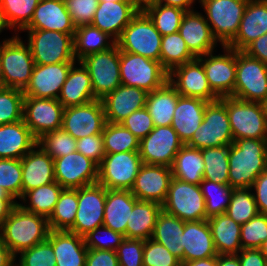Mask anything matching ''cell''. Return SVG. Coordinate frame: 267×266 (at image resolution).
<instances>
[{"label": "cell", "instance_id": "8992f818", "mask_svg": "<svg viewBox=\"0 0 267 266\" xmlns=\"http://www.w3.org/2000/svg\"><path fill=\"white\" fill-rule=\"evenodd\" d=\"M169 72L160 61L120 51L121 84L152 92L168 82Z\"/></svg>", "mask_w": 267, "mask_h": 266}, {"label": "cell", "instance_id": "003e7915", "mask_svg": "<svg viewBox=\"0 0 267 266\" xmlns=\"http://www.w3.org/2000/svg\"><path fill=\"white\" fill-rule=\"evenodd\" d=\"M237 255L241 266H267V259L260 249H242Z\"/></svg>", "mask_w": 267, "mask_h": 266}, {"label": "cell", "instance_id": "bcb514c9", "mask_svg": "<svg viewBox=\"0 0 267 266\" xmlns=\"http://www.w3.org/2000/svg\"><path fill=\"white\" fill-rule=\"evenodd\" d=\"M102 137L106 154L139 151L140 140L120 123L107 122Z\"/></svg>", "mask_w": 267, "mask_h": 266}, {"label": "cell", "instance_id": "9c48e42d", "mask_svg": "<svg viewBox=\"0 0 267 266\" xmlns=\"http://www.w3.org/2000/svg\"><path fill=\"white\" fill-rule=\"evenodd\" d=\"M233 142L226 106L218 99L206 105L203 121L186 145L202 150L227 146Z\"/></svg>", "mask_w": 267, "mask_h": 266}, {"label": "cell", "instance_id": "83f0119b", "mask_svg": "<svg viewBox=\"0 0 267 266\" xmlns=\"http://www.w3.org/2000/svg\"><path fill=\"white\" fill-rule=\"evenodd\" d=\"M24 29H39L71 34L75 29L64 0H40L30 23Z\"/></svg>", "mask_w": 267, "mask_h": 266}, {"label": "cell", "instance_id": "f907efd6", "mask_svg": "<svg viewBox=\"0 0 267 266\" xmlns=\"http://www.w3.org/2000/svg\"><path fill=\"white\" fill-rule=\"evenodd\" d=\"M37 144L52 158L66 156L75 152L77 140L62 128L43 134Z\"/></svg>", "mask_w": 267, "mask_h": 266}, {"label": "cell", "instance_id": "2e32d148", "mask_svg": "<svg viewBox=\"0 0 267 266\" xmlns=\"http://www.w3.org/2000/svg\"><path fill=\"white\" fill-rule=\"evenodd\" d=\"M107 189L97 183L78 188V208L74 225L68 230L84 237L103 226Z\"/></svg>", "mask_w": 267, "mask_h": 266}, {"label": "cell", "instance_id": "e575fe53", "mask_svg": "<svg viewBox=\"0 0 267 266\" xmlns=\"http://www.w3.org/2000/svg\"><path fill=\"white\" fill-rule=\"evenodd\" d=\"M218 255L238 254L242 250L241 225L226 213L207 219Z\"/></svg>", "mask_w": 267, "mask_h": 266}, {"label": "cell", "instance_id": "74e56055", "mask_svg": "<svg viewBox=\"0 0 267 266\" xmlns=\"http://www.w3.org/2000/svg\"><path fill=\"white\" fill-rule=\"evenodd\" d=\"M185 221L165 213L163 210L158 215L151 239L165 246L180 262H183L184 248L182 234Z\"/></svg>", "mask_w": 267, "mask_h": 266}, {"label": "cell", "instance_id": "11a10c76", "mask_svg": "<svg viewBox=\"0 0 267 266\" xmlns=\"http://www.w3.org/2000/svg\"><path fill=\"white\" fill-rule=\"evenodd\" d=\"M240 232L242 249H260L267 239V215L258 213L241 225Z\"/></svg>", "mask_w": 267, "mask_h": 266}, {"label": "cell", "instance_id": "ba28073f", "mask_svg": "<svg viewBox=\"0 0 267 266\" xmlns=\"http://www.w3.org/2000/svg\"><path fill=\"white\" fill-rule=\"evenodd\" d=\"M225 104L234 140L267 139V122L262 104L234 97H221Z\"/></svg>", "mask_w": 267, "mask_h": 266}, {"label": "cell", "instance_id": "2a66077c", "mask_svg": "<svg viewBox=\"0 0 267 266\" xmlns=\"http://www.w3.org/2000/svg\"><path fill=\"white\" fill-rule=\"evenodd\" d=\"M5 88V83H4V76H3V70H2V65H1V58H0V89Z\"/></svg>", "mask_w": 267, "mask_h": 266}, {"label": "cell", "instance_id": "30bf717a", "mask_svg": "<svg viewBox=\"0 0 267 266\" xmlns=\"http://www.w3.org/2000/svg\"><path fill=\"white\" fill-rule=\"evenodd\" d=\"M232 97L261 103L267 97V64L236 51V81Z\"/></svg>", "mask_w": 267, "mask_h": 266}, {"label": "cell", "instance_id": "b9f144b4", "mask_svg": "<svg viewBox=\"0 0 267 266\" xmlns=\"http://www.w3.org/2000/svg\"><path fill=\"white\" fill-rule=\"evenodd\" d=\"M142 10L154 23L155 28L162 35L179 32V27L185 15V10L166 6L157 1L145 5Z\"/></svg>", "mask_w": 267, "mask_h": 266}, {"label": "cell", "instance_id": "f546056e", "mask_svg": "<svg viewBox=\"0 0 267 266\" xmlns=\"http://www.w3.org/2000/svg\"><path fill=\"white\" fill-rule=\"evenodd\" d=\"M47 239L53 247L56 266H85L88 248L84 237L67 230H50Z\"/></svg>", "mask_w": 267, "mask_h": 266}, {"label": "cell", "instance_id": "816d5d0a", "mask_svg": "<svg viewBox=\"0 0 267 266\" xmlns=\"http://www.w3.org/2000/svg\"><path fill=\"white\" fill-rule=\"evenodd\" d=\"M22 90L5 87L0 89V126L23 120Z\"/></svg>", "mask_w": 267, "mask_h": 266}, {"label": "cell", "instance_id": "f35d334b", "mask_svg": "<svg viewBox=\"0 0 267 266\" xmlns=\"http://www.w3.org/2000/svg\"><path fill=\"white\" fill-rule=\"evenodd\" d=\"M73 43L75 59L81 61L88 55L112 48L116 41L107 33L88 24L76 27Z\"/></svg>", "mask_w": 267, "mask_h": 266}, {"label": "cell", "instance_id": "6125c7cd", "mask_svg": "<svg viewBox=\"0 0 267 266\" xmlns=\"http://www.w3.org/2000/svg\"><path fill=\"white\" fill-rule=\"evenodd\" d=\"M76 149L79 153L94 161L98 166L106 154L102 134L90 135L78 139Z\"/></svg>", "mask_w": 267, "mask_h": 266}, {"label": "cell", "instance_id": "9a60e30c", "mask_svg": "<svg viewBox=\"0 0 267 266\" xmlns=\"http://www.w3.org/2000/svg\"><path fill=\"white\" fill-rule=\"evenodd\" d=\"M184 143L178 134L169 126H157L139 143V154L142 163L151 165L172 166L175 156Z\"/></svg>", "mask_w": 267, "mask_h": 266}, {"label": "cell", "instance_id": "d4e9b609", "mask_svg": "<svg viewBox=\"0 0 267 266\" xmlns=\"http://www.w3.org/2000/svg\"><path fill=\"white\" fill-rule=\"evenodd\" d=\"M147 95L144 89L121 84L101 99L106 121L121 123L132 112L146 106Z\"/></svg>", "mask_w": 267, "mask_h": 266}, {"label": "cell", "instance_id": "6f0895ef", "mask_svg": "<svg viewBox=\"0 0 267 266\" xmlns=\"http://www.w3.org/2000/svg\"><path fill=\"white\" fill-rule=\"evenodd\" d=\"M143 266H181V262L165 246L150 238L144 241Z\"/></svg>", "mask_w": 267, "mask_h": 266}, {"label": "cell", "instance_id": "7402d4cb", "mask_svg": "<svg viewBox=\"0 0 267 266\" xmlns=\"http://www.w3.org/2000/svg\"><path fill=\"white\" fill-rule=\"evenodd\" d=\"M75 62L49 65L35 64L28 86L23 91L25 97L58 99L62 85Z\"/></svg>", "mask_w": 267, "mask_h": 266}, {"label": "cell", "instance_id": "44dd1931", "mask_svg": "<svg viewBox=\"0 0 267 266\" xmlns=\"http://www.w3.org/2000/svg\"><path fill=\"white\" fill-rule=\"evenodd\" d=\"M172 178L170 167L143 163L130 191L139 201L163 205Z\"/></svg>", "mask_w": 267, "mask_h": 266}, {"label": "cell", "instance_id": "e0dca14e", "mask_svg": "<svg viewBox=\"0 0 267 266\" xmlns=\"http://www.w3.org/2000/svg\"><path fill=\"white\" fill-rule=\"evenodd\" d=\"M63 111L58 99L24 97L23 120L36 139L62 128Z\"/></svg>", "mask_w": 267, "mask_h": 266}, {"label": "cell", "instance_id": "be15d7a7", "mask_svg": "<svg viewBox=\"0 0 267 266\" xmlns=\"http://www.w3.org/2000/svg\"><path fill=\"white\" fill-rule=\"evenodd\" d=\"M85 266H119L116 251L88 249Z\"/></svg>", "mask_w": 267, "mask_h": 266}, {"label": "cell", "instance_id": "681fc988", "mask_svg": "<svg viewBox=\"0 0 267 266\" xmlns=\"http://www.w3.org/2000/svg\"><path fill=\"white\" fill-rule=\"evenodd\" d=\"M256 202L250 188L233 189L226 214L243 225L258 214Z\"/></svg>", "mask_w": 267, "mask_h": 266}, {"label": "cell", "instance_id": "ab89813d", "mask_svg": "<svg viewBox=\"0 0 267 266\" xmlns=\"http://www.w3.org/2000/svg\"><path fill=\"white\" fill-rule=\"evenodd\" d=\"M204 169L201 150L186 144L178 151L171 166L173 178L195 185L204 179Z\"/></svg>", "mask_w": 267, "mask_h": 266}, {"label": "cell", "instance_id": "e7e4bbea", "mask_svg": "<svg viewBox=\"0 0 267 266\" xmlns=\"http://www.w3.org/2000/svg\"><path fill=\"white\" fill-rule=\"evenodd\" d=\"M252 190L258 212L267 215V169L257 176Z\"/></svg>", "mask_w": 267, "mask_h": 266}, {"label": "cell", "instance_id": "8d00e7d4", "mask_svg": "<svg viewBox=\"0 0 267 266\" xmlns=\"http://www.w3.org/2000/svg\"><path fill=\"white\" fill-rule=\"evenodd\" d=\"M180 96L169 81L161 88L148 92L145 107L155 127L172 124L176 103Z\"/></svg>", "mask_w": 267, "mask_h": 266}, {"label": "cell", "instance_id": "ac0fdd59", "mask_svg": "<svg viewBox=\"0 0 267 266\" xmlns=\"http://www.w3.org/2000/svg\"><path fill=\"white\" fill-rule=\"evenodd\" d=\"M104 107L95 99L83 105L64 108L62 129L76 140L95 134H102L106 125Z\"/></svg>", "mask_w": 267, "mask_h": 266}, {"label": "cell", "instance_id": "34e18365", "mask_svg": "<svg viewBox=\"0 0 267 266\" xmlns=\"http://www.w3.org/2000/svg\"><path fill=\"white\" fill-rule=\"evenodd\" d=\"M217 256L182 262L181 266H216Z\"/></svg>", "mask_w": 267, "mask_h": 266}, {"label": "cell", "instance_id": "5bb4252c", "mask_svg": "<svg viewBox=\"0 0 267 266\" xmlns=\"http://www.w3.org/2000/svg\"><path fill=\"white\" fill-rule=\"evenodd\" d=\"M197 59L204 67L211 90L219 98L232 97L236 81V50L221 45L220 49Z\"/></svg>", "mask_w": 267, "mask_h": 266}, {"label": "cell", "instance_id": "09005b40", "mask_svg": "<svg viewBox=\"0 0 267 266\" xmlns=\"http://www.w3.org/2000/svg\"><path fill=\"white\" fill-rule=\"evenodd\" d=\"M267 122V97L261 102Z\"/></svg>", "mask_w": 267, "mask_h": 266}, {"label": "cell", "instance_id": "680465c9", "mask_svg": "<svg viewBox=\"0 0 267 266\" xmlns=\"http://www.w3.org/2000/svg\"><path fill=\"white\" fill-rule=\"evenodd\" d=\"M75 27L91 24L99 0H64Z\"/></svg>", "mask_w": 267, "mask_h": 266}, {"label": "cell", "instance_id": "f6af8a7d", "mask_svg": "<svg viewBox=\"0 0 267 266\" xmlns=\"http://www.w3.org/2000/svg\"><path fill=\"white\" fill-rule=\"evenodd\" d=\"M195 59L179 32L162 36L160 62L168 72Z\"/></svg>", "mask_w": 267, "mask_h": 266}, {"label": "cell", "instance_id": "91938a15", "mask_svg": "<svg viewBox=\"0 0 267 266\" xmlns=\"http://www.w3.org/2000/svg\"><path fill=\"white\" fill-rule=\"evenodd\" d=\"M144 240L125 238L116 253L119 266H143Z\"/></svg>", "mask_w": 267, "mask_h": 266}, {"label": "cell", "instance_id": "6da1fadb", "mask_svg": "<svg viewBox=\"0 0 267 266\" xmlns=\"http://www.w3.org/2000/svg\"><path fill=\"white\" fill-rule=\"evenodd\" d=\"M229 185L250 188L267 169V139H238L229 145Z\"/></svg>", "mask_w": 267, "mask_h": 266}, {"label": "cell", "instance_id": "836d02e7", "mask_svg": "<svg viewBox=\"0 0 267 266\" xmlns=\"http://www.w3.org/2000/svg\"><path fill=\"white\" fill-rule=\"evenodd\" d=\"M36 144L24 120L0 126V158L21 159Z\"/></svg>", "mask_w": 267, "mask_h": 266}, {"label": "cell", "instance_id": "9f6ffc18", "mask_svg": "<svg viewBox=\"0 0 267 266\" xmlns=\"http://www.w3.org/2000/svg\"><path fill=\"white\" fill-rule=\"evenodd\" d=\"M124 239L123 234L105 226L97 227L84 236V242L88 249L111 251H116Z\"/></svg>", "mask_w": 267, "mask_h": 266}, {"label": "cell", "instance_id": "4dcf8cb0", "mask_svg": "<svg viewBox=\"0 0 267 266\" xmlns=\"http://www.w3.org/2000/svg\"><path fill=\"white\" fill-rule=\"evenodd\" d=\"M95 100L88 69L81 61H76L62 85L58 101L64 108L83 105Z\"/></svg>", "mask_w": 267, "mask_h": 266}, {"label": "cell", "instance_id": "cb8c5ba5", "mask_svg": "<svg viewBox=\"0 0 267 266\" xmlns=\"http://www.w3.org/2000/svg\"><path fill=\"white\" fill-rule=\"evenodd\" d=\"M139 11L133 1H99L91 24L117 41Z\"/></svg>", "mask_w": 267, "mask_h": 266}, {"label": "cell", "instance_id": "484cf974", "mask_svg": "<svg viewBox=\"0 0 267 266\" xmlns=\"http://www.w3.org/2000/svg\"><path fill=\"white\" fill-rule=\"evenodd\" d=\"M22 195L55 182L54 160L36 144L21 158Z\"/></svg>", "mask_w": 267, "mask_h": 266}, {"label": "cell", "instance_id": "52a82bcc", "mask_svg": "<svg viewBox=\"0 0 267 266\" xmlns=\"http://www.w3.org/2000/svg\"><path fill=\"white\" fill-rule=\"evenodd\" d=\"M0 58L5 87L24 91L35 66L29 45L17 34L0 44Z\"/></svg>", "mask_w": 267, "mask_h": 266}, {"label": "cell", "instance_id": "979ff035", "mask_svg": "<svg viewBox=\"0 0 267 266\" xmlns=\"http://www.w3.org/2000/svg\"><path fill=\"white\" fill-rule=\"evenodd\" d=\"M99 1H111V2H118V1H132V0H99Z\"/></svg>", "mask_w": 267, "mask_h": 266}, {"label": "cell", "instance_id": "d6986e66", "mask_svg": "<svg viewBox=\"0 0 267 266\" xmlns=\"http://www.w3.org/2000/svg\"><path fill=\"white\" fill-rule=\"evenodd\" d=\"M53 160L55 181L63 189H78L98 182V165L77 150Z\"/></svg>", "mask_w": 267, "mask_h": 266}, {"label": "cell", "instance_id": "8c879c8a", "mask_svg": "<svg viewBox=\"0 0 267 266\" xmlns=\"http://www.w3.org/2000/svg\"><path fill=\"white\" fill-rule=\"evenodd\" d=\"M9 30V31H8ZM7 31L8 32H12L11 34H12V36L10 35V36H6V33H7ZM6 32V33H5ZM2 33H5V34H3L2 35ZM1 35H2V37L5 35V37H1ZM17 34L11 29V27L9 26V24L7 23V20H6V18H5V15H4V12H3V9H2V7L0 6V44L1 43H3V42H6V41H8V40H10V39H12L14 36H16Z\"/></svg>", "mask_w": 267, "mask_h": 266}, {"label": "cell", "instance_id": "a7ac6f4b", "mask_svg": "<svg viewBox=\"0 0 267 266\" xmlns=\"http://www.w3.org/2000/svg\"><path fill=\"white\" fill-rule=\"evenodd\" d=\"M16 204L17 202L0 187V228Z\"/></svg>", "mask_w": 267, "mask_h": 266}, {"label": "cell", "instance_id": "2644e50d", "mask_svg": "<svg viewBox=\"0 0 267 266\" xmlns=\"http://www.w3.org/2000/svg\"><path fill=\"white\" fill-rule=\"evenodd\" d=\"M0 266H15V256L0 239Z\"/></svg>", "mask_w": 267, "mask_h": 266}, {"label": "cell", "instance_id": "3957f363", "mask_svg": "<svg viewBox=\"0 0 267 266\" xmlns=\"http://www.w3.org/2000/svg\"><path fill=\"white\" fill-rule=\"evenodd\" d=\"M23 32L25 36H23ZM18 35L29 45L35 64L76 62L71 34L49 30L23 29Z\"/></svg>", "mask_w": 267, "mask_h": 266}, {"label": "cell", "instance_id": "7c38bea8", "mask_svg": "<svg viewBox=\"0 0 267 266\" xmlns=\"http://www.w3.org/2000/svg\"><path fill=\"white\" fill-rule=\"evenodd\" d=\"M88 69L95 99L101 100L121 85L120 49L112 48L86 56L81 60Z\"/></svg>", "mask_w": 267, "mask_h": 266}, {"label": "cell", "instance_id": "277c9868", "mask_svg": "<svg viewBox=\"0 0 267 266\" xmlns=\"http://www.w3.org/2000/svg\"><path fill=\"white\" fill-rule=\"evenodd\" d=\"M247 3L248 0H198L199 9L220 45L227 46L235 38Z\"/></svg>", "mask_w": 267, "mask_h": 266}, {"label": "cell", "instance_id": "4fadbf2b", "mask_svg": "<svg viewBox=\"0 0 267 266\" xmlns=\"http://www.w3.org/2000/svg\"><path fill=\"white\" fill-rule=\"evenodd\" d=\"M142 164L139 151L105 154L98 166V183L106 189L131 190Z\"/></svg>", "mask_w": 267, "mask_h": 266}, {"label": "cell", "instance_id": "d6a6232c", "mask_svg": "<svg viewBox=\"0 0 267 266\" xmlns=\"http://www.w3.org/2000/svg\"><path fill=\"white\" fill-rule=\"evenodd\" d=\"M137 201L130 190L107 189L103 226L123 234L126 238L127 221Z\"/></svg>", "mask_w": 267, "mask_h": 266}, {"label": "cell", "instance_id": "7dc6e473", "mask_svg": "<svg viewBox=\"0 0 267 266\" xmlns=\"http://www.w3.org/2000/svg\"><path fill=\"white\" fill-rule=\"evenodd\" d=\"M199 186L205 199L206 217L226 213L233 188L229 184H219L206 179H203Z\"/></svg>", "mask_w": 267, "mask_h": 266}, {"label": "cell", "instance_id": "4316f807", "mask_svg": "<svg viewBox=\"0 0 267 266\" xmlns=\"http://www.w3.org/2000/svg\"><path fill=\"white\" fill-rule=\"evenodd\" d=\"M267 33V0H248L239 31L227 45L243 51L251 42Z\"/></svg>", "mask_w": 267, "mask_h": 266}, {"label": "cell", "instance_id": "7bdbcfd3", "mask_svg": "<svg viewBox=\"0 0 267 266\" xmlns=\"http://www.w3.org/2000/svg\"><path fill=\"white\" fill-rule=\"evenodd\" d=\"M78 208V189H63L48 218L50 230H69L75 222Z\"/></svg>", "mask_w": 267, "mask_h": 266}, {"label": "cell", "instance_id": "b9fcfbb0", "mask_svg": "<svg viewBox=\"0 0 267 266\" xmlns=\"http://www.w3.org/2000/svg\"><path fill=\"white\" fill-rule=\"evenodd\" d=\"M260 250L264 257L267 259V239L263 242L262 246L260 247Z\"/></svg>", "mask_w": 267, "mask_h": 266}, {"label": "cell", "instance_id": "1f68e13d", "mask_svg": "<svg viewBox=\"0 0 267 266\" xmlns=\"http://www.w3.org/2000/svg\"><path fill=\"white\" fill-rule=\"evenodd\" d=\"M208 103L200 98L184 96L178 98L171 126L184 144L191 139L195 130L200 127Z\"/></svg>", "mask_w": 267, "mask_h": 266}, {"label": "cell", "instance_id": "8fae6325", "mask_svg": "<svg viewBox=\"0 0 267 266\" xmlns=\"http://www.w3.org/2000/svg\"><path fill=\"white\" fill-rule=\"evenodd\" d=\"M162 210L182 221L207 220L205 199L199 185L172 178Z\"/></svg>", "mask_w": 267, "mask_h": 266}, {"label": "cell", "instance_id": "89a4df30", "mask_svg": "<svg viewBox=\"0 0 267 266\" xmlns=\"http://www.w3.org/2000/svg\"><path fill=\"white\" fill-rule=\"evenodd\" d=\"M158 3L166 5V6H173L181 8L185 11H191L199 7L196 4H198V0H156Z\"/></svg>", "mask_w": 267, "mask_h": 266}, {"label": "cell", "instance_id": "c3c4849f", "mask_svg": "<svg viewBox=\"0 0 267 266\" xmlns=\"http://www.w3.org/2000/svg\"><path fill=\"white\" fill-rule=\"evenodd\" d=\"M40 0H0L7 23L19 34L31 21Z\"/></svg>", "mask_w": 267, "mask_h": 266}, {"label": "cell", "instance_id": "753ad0ef", "mask_svg": "<svg viewBox=\"0 0 267 266\" xmlns=\"http://www.w3.org/2000/svg\"><path fill=\"white\" fill-rule=\"evenodd\" d=\"M216 266H241L237 254L218 255Z\"/></svg>", "mask_w": 267, "mask_h": 266}, {"label": "cell", "instance_id": "603a6c76", "mask_svg": "<svg viewBox=\"0 0 267 266\" xmlns=\"http://www.w3.org/2000/svg\"><path fill=\"white\" fill-rule=\"evenodd\" d=\"M198 8L186 11L179 27V33L190 52L197 58L220 48L212 35L202 11Z\"/></svg>", "mask_w": 267, "mask_h": 266}, {"label": "cell", "instance_id": "5b68a950", "mask_svg": "<svg viewBox=\"0 0 267 266\" xmlns=\"http://www.w3.org/2000/svg\"><path fill=\"white\" fill-rule=\"evenodd\" d=\"M161 41L162 35L148 15L140 9L123 29L116 44L120 51L160 61Z\"/></svg>", "mask_w": 267, "mask_h": 266}, {"label": "cell", "instance_id": "11e5206c", "mask_svg": "<svg viewBox=\"0 0 267 266\" xmlns=\"http://www.w3.org/2000/svg\"><path fill=\"white\" fill-rule=\"evenodd\" d=\"M140 9H142L145 5L155 2L156 0H132Z\"/></svg>", "mask_w": 267, "mask_h": 266}, {"label": "cell", "instance_id": "d590c367", "mask_svg": "<svg viewBox=\"0 0 267 266\" xmlns=\"http://www.w3.org/2000/svg\"><path fill=\"white\" fill-rule=\"evenodd\" d=\"M161 211L162 205L158 203L138 200L127 221L126 238L144 241L150 239Z\"/></svg>", "mask_w": 267, "mask_h": 266}, {"label": "cell", "instance_id": "7a4b0ae2", "mask_svg": "<svg viewBox=\"0 0 267 266\" xmlns=\"http://www.w3.org/2000/svg\"><path fill=\"white\" fill-rule=\"evenodd\" d=\"M48 219L16 204L0 228V239L16 256L47 239Z\"/></svg>", "mask_w": 267, "mask_h": 266}, {"label": "cell", "instance_id": "94428289", "mask_svg": "<svg viewBox=\"0 0 267 266\" xmlns=\"http://www.w3.org/2000/svg\"><path fill=\"white\" fill-rule=\"evenodd\" d=\"M120 124L139 140L146 137L155 127L146 107L132 112Z\"/></svg>", "mask_w": 267, "mask_h": 266}, {"label": "cell", "instance_id": "ee69618b", "mask_svg": "<svg viewBox=\"0 0 267 266\" xmlns=\"http://www.w3.org/2000/svg\"><path fill=\"white\" fill-rule=\"evenodd\" d=\"M205 169L203 178L219 184H229V145L201 150Z\"/></svg>", "mask_w": 267, "mask_h": 266}, {"label": "cell", "instance_id": "db71d44e", "mask_svg": "<svg viewBox=\"0 0 267 266\" xmlns=\"http://www.w3.org/2000/svg\"><path fill=\"white\" fill-rule=\"evenodd\" d=\"M54 250L46 239L15 256V266H56Z\"/></svg>", "mask_w": 267, "mask_h": 266}, {"label": "cell", "instance_id": "ffe728a7", "mask_svg": "<svg viewBox=\"0 0 267 266\" xmlns=\"http://www.w3.org/2000/svg\"><path fill=\"white\" fill-rule=\"evenodd\" d=\"M168 81L181 96L200 98L207 102L220 99L211 90L204 67L197 58L173 68L169 72Z\"/></svg>", "mask_w": 267, "mask_h": 266}, {"label": "cell", "instance_id": "60d3db41", "mask_svg": "<svg viewBox=\"0 0 267 266\" xmlns=\"http://www.w3.org/2000/svg\"><path fill=\"white\" fill-rule=\"evenodd\" d=\"M63 188L55 181L48 185L29 190L22 195L17 204L37 215L51 216Z\"/></svg>", "mask_w": 267, "mask_h": 266}, {"label": "cell", "instance_id": "f1b7e54d", "mask_svg": "<svg viewBox=\"0 0 267 266\" xmlns=\"http://www.w3.org/2000/svg\"><path fill=\"white\" fill-rule=\"evenodd\" d=\"M182 246L183 262L218 256L207 220L185 222Z\"/></svg>", "mask_w": 267, "mask_h": 266}, {"label": "cell", "instance_id": "03108f58", "mask_svg": "<svg viewBox=\"0 0 267 266\" xmlns=\"http://www.w3.org/2000/svg\"><path fill=\"white\" fill-rule=\"evenodd\" d=\"M243 52L267 64V33L251 42Z\"/></svg>", "mask_w": 267, "mask_h": 266}, {"label": "cell", "instance_id": "f5cc1de1", "mask_svg": "<svg viewBox=\"0 0 267 266\" xmlns=\"http://www.w3.org/2000/svg\"><path fill=\"white\" fill-rule=\"evenodd\" d=\"M0 187L19 201L22 197L21 159L0 158Z\"/></svg>", "mask_w": 267, "mask_h": 266}]
</instances>
